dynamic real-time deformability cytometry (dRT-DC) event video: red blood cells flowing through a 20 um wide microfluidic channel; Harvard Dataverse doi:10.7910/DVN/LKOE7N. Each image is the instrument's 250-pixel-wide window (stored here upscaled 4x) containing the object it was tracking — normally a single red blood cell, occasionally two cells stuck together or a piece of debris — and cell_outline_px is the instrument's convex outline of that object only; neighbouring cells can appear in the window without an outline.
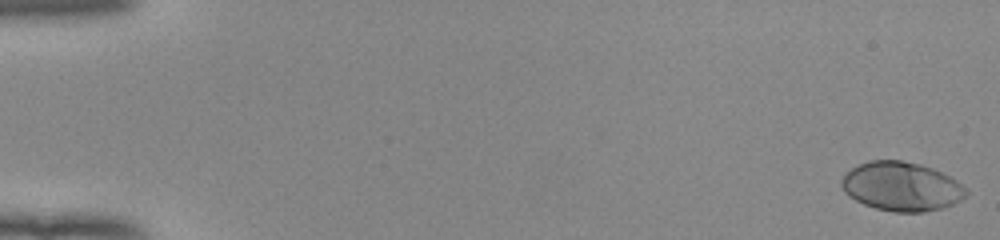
{"species": "human", "species_latin": "Homo sapiens", "temperature_condition": "room temperature", "stored_images_in_passage": 54, "camera_frame_rate_fps": 3000, "um_per_image_px": 0.085, "donor": {"sex": "female"}, "frame": {"image": 1, "passage_image": 1, "time_ms": 0.0, "image_size_px": [1000, 240], "cell_outline_px": [[968, 196], [952, 204], [940, 208], [924, 212], [896, 212], [876, 208], [864, 204], [848, 196], [844, 192], [840, 184], [840, 180], [844, 172], [868, 160], [900, 160], [920, 164], [932, 168], [956, 180], [968, 188]], "centroid_in_image_um": [76.61, 15.84], "position_along_channel_um": 8.4, "area_um2": 35.72}}
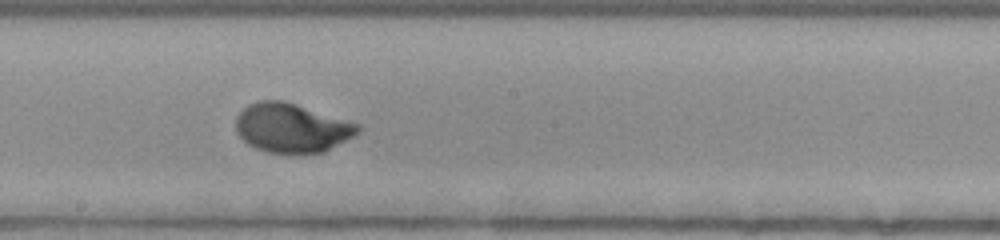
{"frame": {"image": 2, "passage_image": 31, "time_ms": 10.0, "image_size_px": [1000, 240], "cell_outline_px": [[360, 132], [324, 152], [268, 152], [256, 148], [248, 144], [236, 132], [236, 116], [248, 104], [256, 100], [280, 100], [296, 104], [360, 124]], "centroid_in_image_um": [24.78, 10.85], "position_along_channel_um": 223.4, "area_um2": 34.56}}
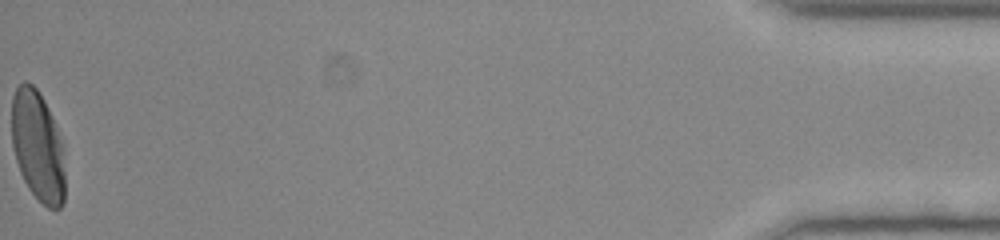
{"frame": {"image": 3, "passage_image": 54, "time_ms": 17.667, "image_size_px": [1000, 240], "cell_outline_px": [[64, 204], [60, 208], [48, 208], [28, 188], [20, 172], [16, 160], [12, 144], [12, 96], [16, 88], [24, 80], [32, 84], [40, 92], [44, 100], [64, 148]], "centroid_in_image_um": [3.2, 12.42], "position_along_channel_um": 432.0, "area_um2": 34.16}, "authors_computed_cell_mechanics": {"area_um2": 34.3332, "velocity_mm_per_s": 3.9139, "shape_relaxation_time_tau1_ms": 3.1883, "shape_relaxation_time_tau2_ms": null, "deformation_change_tau1": 0.1987, "deformation_change_tau2": null}}